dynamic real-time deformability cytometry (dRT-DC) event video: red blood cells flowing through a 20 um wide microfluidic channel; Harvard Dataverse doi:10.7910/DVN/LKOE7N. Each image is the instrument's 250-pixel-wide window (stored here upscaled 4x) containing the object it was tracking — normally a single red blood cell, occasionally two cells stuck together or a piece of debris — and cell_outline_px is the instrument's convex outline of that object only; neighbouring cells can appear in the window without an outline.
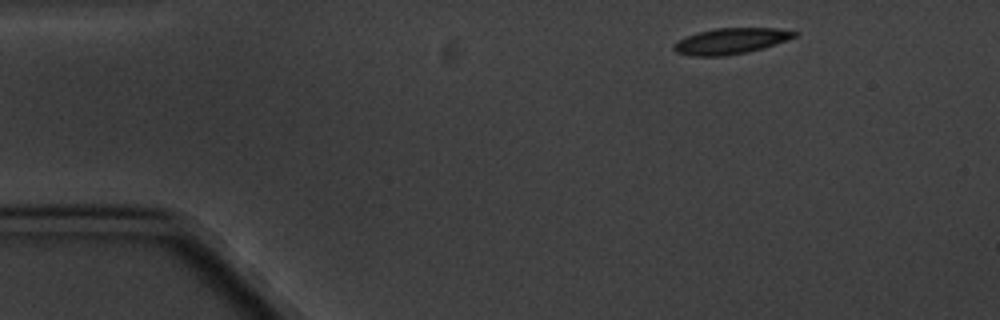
{"species": "common noctule bat (a hibernating species)", "species_latin": "Nyctalus noctula", "temperature_condition": "cold", "stored_images_in_passage": 8, "camera_frame_rate_fps": 3000, "um_per_image_px": 0.085, "animal": {"sex": "male", "body_mass_g": 20.1, "forearm_length_mm": 53.5}, "frame": {"image": 1, "passage_image": 1, "time_ms": 0.0, "image_size_px": [1000, 320], "cell_outline_px": [[800, 32], [796, 36], [748, 52], [724, 56], [692, 56], [676, 52], [672, 48], [672, 44], [676, 40], [700, 32], [716, 28], [776, 28]], "centroid_in_image_um": [62.05, 3.49], "position_along_channel_um": 22.9, "area_um2": 17.98}}
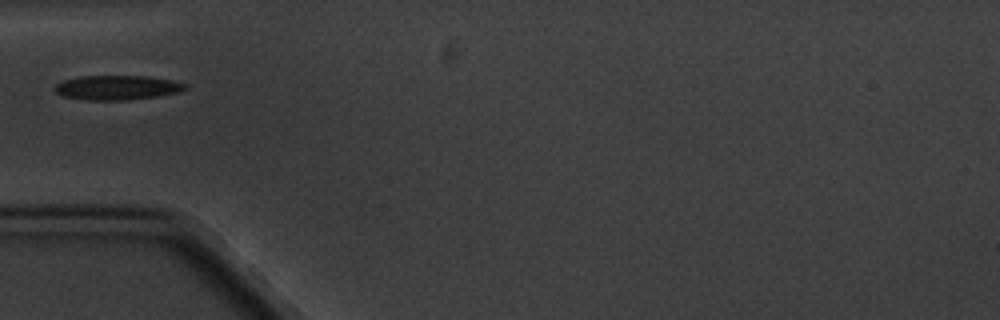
{"frame": {"image": 2, "passage_image": 4, "time_ms": 3.667, "image_size_px": [1000, 320], "cell_outline_px": [[188, 88], [176, 92], [156, 96], [128, 100], [88, 100], [60, 96], [52, 88], [56, 84], [64, 80], [80, 76], [148, 76], [172, 80], [188, 84]], "centroid_in_image_um": [9.92, 7.44], "position_along_channel_um": 75.1, "area_um2": 18.67}}